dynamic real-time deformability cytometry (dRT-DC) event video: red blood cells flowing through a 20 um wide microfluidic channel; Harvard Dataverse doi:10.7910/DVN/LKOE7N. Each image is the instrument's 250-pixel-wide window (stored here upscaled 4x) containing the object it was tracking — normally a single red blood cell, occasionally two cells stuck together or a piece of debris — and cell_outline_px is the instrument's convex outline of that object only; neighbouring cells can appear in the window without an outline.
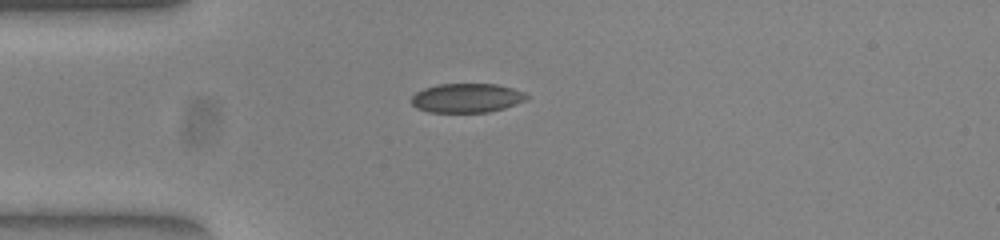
{"species": "common noctule bat (a hibernating species)", "species_latin": "Nyctalus noctula", "temperature_condition": "warm", "stored_images_in_passage": 39, "camera_frame_rate_fps": 3000, "um_per_image_px": 0.085, "animal": {"sex": "female", "body_mass_g": 23.0, "forearm_length_mm": 53.4}, "frame": {"image": 1, "passage_image": 1, "time_ms": 0.0, "image_size_px": [1000, 240], "cell_outline_px": [[532, 96], [528, 100], [504, 108], [488, 112], [428, 112], [416, 108], [412, 104], [412, 96], [416, 92], [424, 88], [440, 84], [496, 84], [512, 88], [524, 92]], "centroid_in_image_um": [39.71, 8.33], "position_along_channel_um": 45.3, "area_um2": 19.71}}
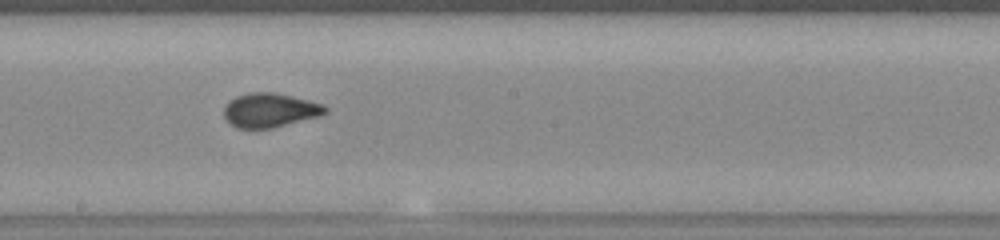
{"frame": {"image": 2, "passage_image": 16, "time_ms": 5.0, "image_size_px": [1000, 240], "cell_outline_px": [[328, 112], [320, 116], [272, 128], [236, 128], [228, 124], [224, 116], [224, 104], [228, 100], [236, 96], [252, 92], [272, 92], [292, 96], [324, 104], [328, 108]], "centroid_in_image_um": [22.92, 9.37], "position_along_channel_um": 225.3, "area_um2": 20.4}}
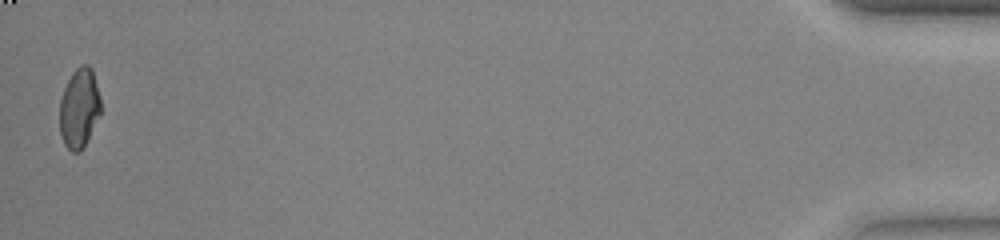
{"frame": {"image": 3, "passage_image": 39, "time_ms": 12.667, "image_size_px": [1000, 240], "cell_outline_px": [[100, 116], [84, 148], [80, 152], [72, 152], [64, 144], [60, 136], [60, 100], [64, 88], [72, 72], [80, 64], [88, 64], [92, 68], [100, 96]], "centroid_in_image_um": [6.74, 9.2], "position_along_channel_um": 428.5, "area_um2": 19.36}, "authors_computed_cell_mechanics": {"area_um2": 19.9988, "velocity_mm_per_s": 3.9309, "shape_relaxation_time_tau1_ms": 6.5525, "shape_relaxation_time_tau2_ms": null, "deformation_change_tau1": 0.1666, "deformation_change_tau2": null}}